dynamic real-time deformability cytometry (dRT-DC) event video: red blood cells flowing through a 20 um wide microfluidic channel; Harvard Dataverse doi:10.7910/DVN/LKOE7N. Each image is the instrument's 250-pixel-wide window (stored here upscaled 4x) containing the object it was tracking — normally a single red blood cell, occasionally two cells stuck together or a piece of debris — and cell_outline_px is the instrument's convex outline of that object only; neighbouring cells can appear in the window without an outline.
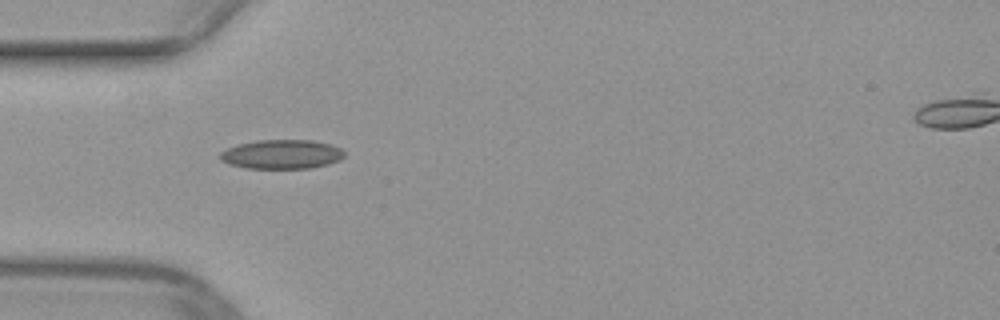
{"species": "common noctule bat (a hibernating species)", "species_latin": "Nyctalus noctula", "temperature_condition": "warm", "stored_images_in_passage": 36, "camera_frame_rate_fps": 3000, "um_per_image_px": 0.085, "animal": {"sex": "female", "body_mass_g": 29.2, "forearm_length_mm": 56.3}, "frame": {"image": 1, "passage_image": 1, "time_ms": 0.0, "image_size_px": [1000, 320], "cell_outline_px": [[344, 156], [340, 160], [328, 164], [312, 168], [244, 168], [228, 164], [220, 160], [220, 152], [236, 144], [256, 140], [312, 140], [332, 144], [340, 148], [344, 152]], "centroid_in_image_um": [23.93, 13.11], "position_along_channel_um": 61.1, "area_um2": 21.33}}
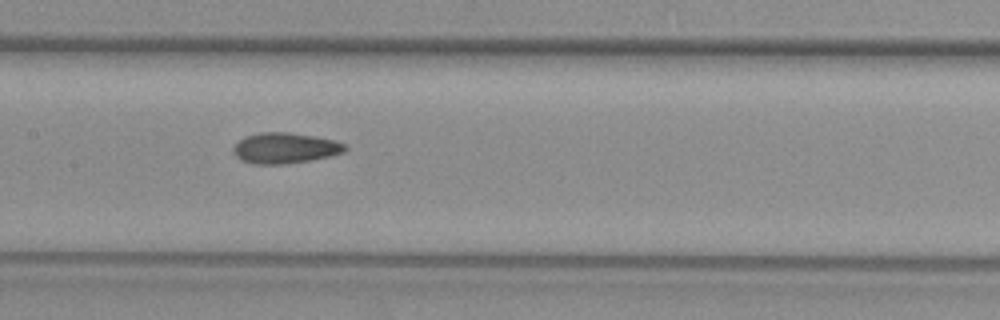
{"frame": {"image": 2, "passage_image": 10, "time_ms": 3.0, "image_size_px": [1000, 320], "cell_outline_px": [[348, 148], [344, 152], [328, 156], [308, 160], [284, 164], [252, 164], [240, 160], [232, 152], [232, 148], [244, 136], [260, 132], [288, 132], [316, 136], [332, 140], [344, 144]], "centroid_in_image_um": [24.17, 12.58], "position_along_channel_um": 183.2, "area_um2": 19.94}}
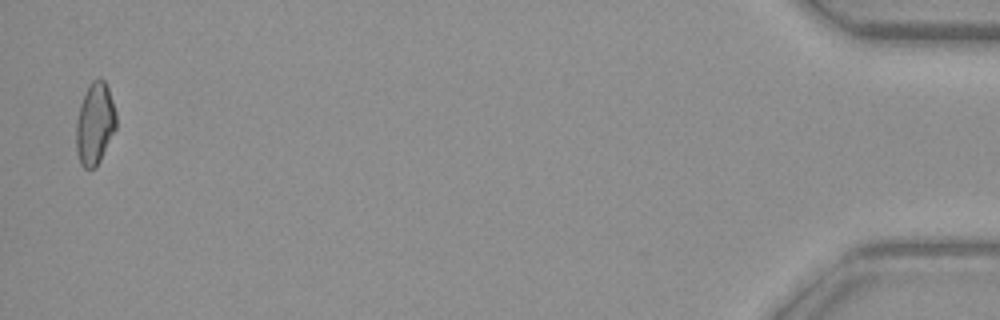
{"frame": {"image": 3, "passage_image": 35, "time_ms": 11.333, "image_size_px": [1000, 320], "cell_outline_px": [[116, 128], [100, 160], [92, 168], [84, 168], [80, 164], [76, 152], [76, 120], [80, 104], [84, 92], [88, 84], [92, 80], [104, 80], [108, 88], [116, 112]], "centroid_in_image_um": [8.04, 10.5], "position_along_channel_um": 427.2, "area_um2": 19.07}}